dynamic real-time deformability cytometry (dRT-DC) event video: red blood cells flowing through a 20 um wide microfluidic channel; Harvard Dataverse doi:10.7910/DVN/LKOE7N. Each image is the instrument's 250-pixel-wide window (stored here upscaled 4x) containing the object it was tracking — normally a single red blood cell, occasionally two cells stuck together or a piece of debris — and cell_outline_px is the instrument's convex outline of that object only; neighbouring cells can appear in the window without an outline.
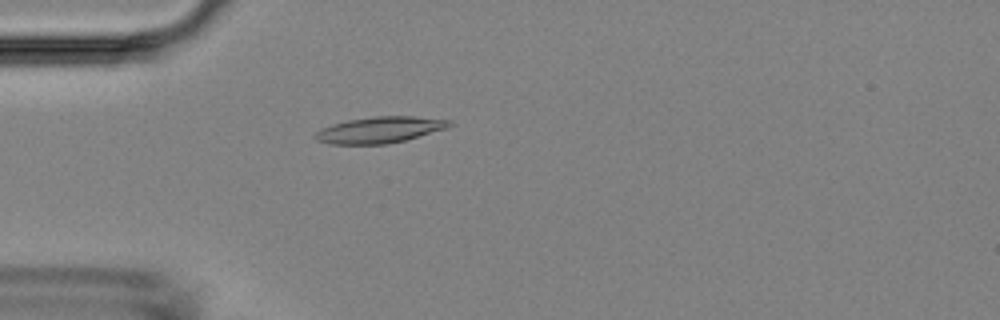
{"species": "Egyptian fruit bat (a non-hibernating species)", "species_latin": "Rousettus aegyptiacus", "temperature_condition": "room temperature", "stored_images_in_passage": 50, "camera_frame_rate_fps": 3000, "um_per_image_px": 0.085, "animal": {"sex": "female"}, "frame": {"image": 1, "passage_image": 14, "time_ms": 4.333, "image_size_px": [1000, 320], "cell_outline_px": [[452, 124], [448, 128], [404, 140], [388, 144], [328, 144], [316, 140], [312, 136], [320, 128], [332, 124], [348, 120], [376, 116], [412, 116], [452, 120]], "centroid_in_image_um": [32.25, 11.04], "position_along_channel_um": 52.8, "area_um2": 20.58}}
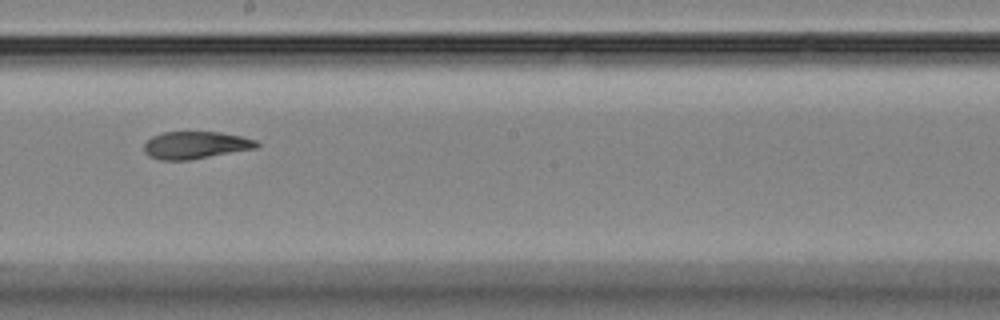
{"frame": {"image": 2, "passage_image": 28, "time_ms": 9.0, "image_size_px": [1000, 320], "cell_outline_px": [[260, 144], [256, 148], [188, 160], [160, 160], [148, 156], [144, 152], [144, 144], [152, 136], [164, 132], [220, 132], [244, 136], [256, 140]], "centroid_in_image_um": [16.62, 12.33], "position_along_channel_um": 231.6, "area_um2": 17.98}}
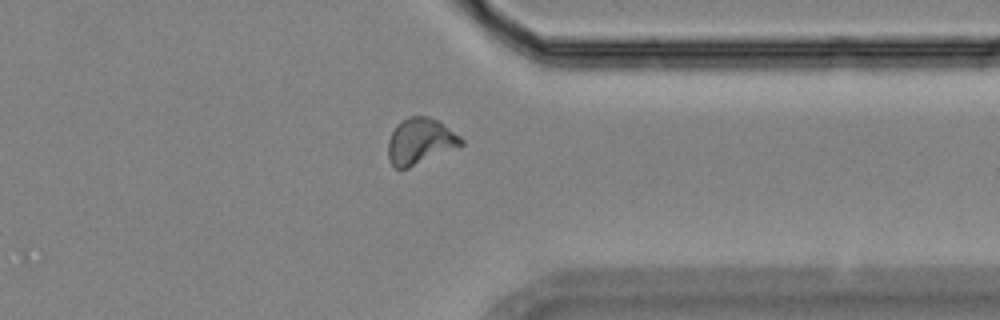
{"frame": {"image": 3, "passage_image": 39, "time_ms": 12.667, "image_size_px": [1000, 320], "cell_outline_px": [[464, 144], [408, 168], [396, 168], [388, 160], [388, 140], [396, 124], [408, 116], [428, 116], [436, 120], [460, 136], [464, 140]], "centroid_in_image_um": [35.68, 12.0], "position_along_channel_um": 375.7, "area_um2": 19.36}}